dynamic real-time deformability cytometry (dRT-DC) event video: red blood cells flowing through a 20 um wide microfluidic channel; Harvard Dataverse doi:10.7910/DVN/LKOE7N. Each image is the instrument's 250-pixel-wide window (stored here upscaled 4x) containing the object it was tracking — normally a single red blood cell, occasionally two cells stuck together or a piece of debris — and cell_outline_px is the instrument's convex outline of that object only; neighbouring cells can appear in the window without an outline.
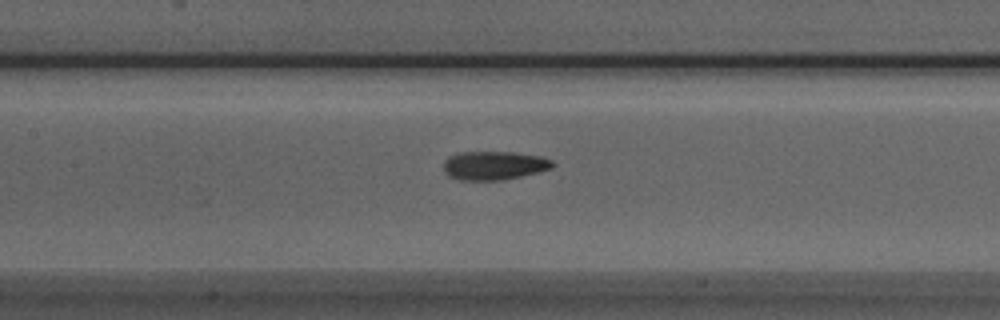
{"species": "Egyptian fruit bat (a non-hibernating species)", "species_latin": "Rousettus aegyptiacus", "temperature_condition": "room temperature", "stored_images_in_passage": 36, "camera_frame_rate_fps": 3000, "um_per_image_px": 0.085, "animal": {"sex": "male"}, "frame": {"image": 1, "passage_image": 8, "time_ms": 2.333, "image_size_px": [1000, 320], "cell_outline_px": [[556, 164], [552, 168], [520, 176], [500, 180], [460, 180], [448, 176], [444, 172], [444, 160], [448, 156], [460, 152], [512, 152], [540, 156], [552, 160]], "centroid_in_image_um": [41.97, 14.06], "position_along_channel_um": 165.4, "area_um2": 18.21}}
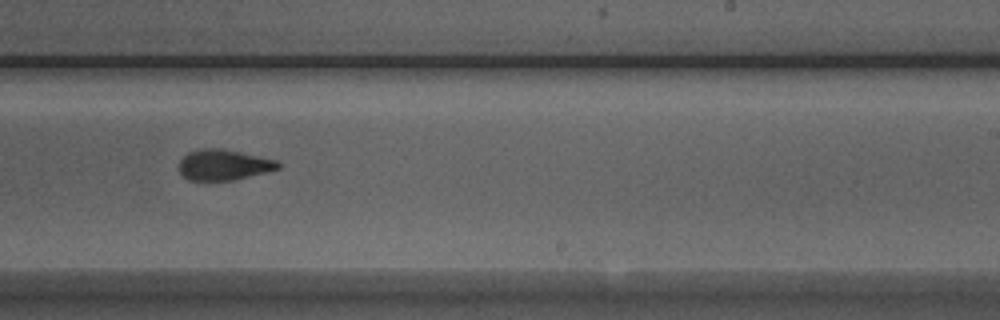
{"frame": {"image": 2, "passage_image": 16, "time_ms": 5.0, "image_size_px": [1000, 320], "cell_outline_px": [[280, 168], [236, 180], [188, 180], [180, 172], [180, 160], [188, 152], [204, 148], [220, 148], [280, 160]], "centroid_in_image_um": [19.05, 14.01], "position_along_channel_um": 270.0, "area_um2": 17.69}}
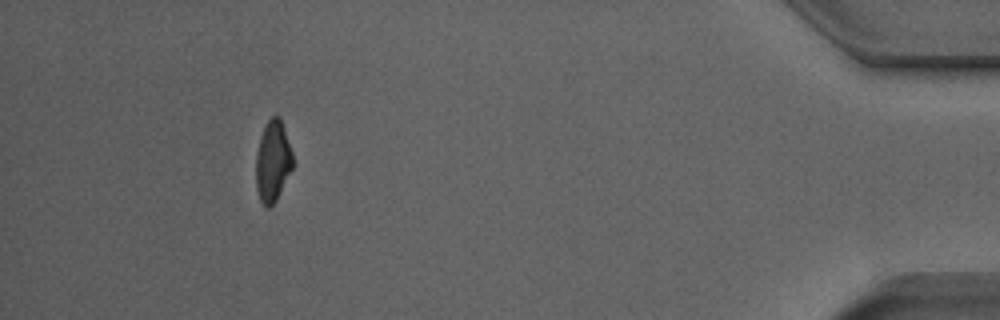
{"frame": {"image": 3, "passage_image": 32, "time_ms": 10.333, "image_size_px": [1000, 320], "cell_outline_px": [[292, 168], [276, 200], [268, 208], [260, 200], [256, 188], [256, 152], [260, 136], [268, 120], [272, 116], [280, 116], [292, 152]], "centroid_in_image_um": [23.17, 13.69], "position_along_channel_um": 412.0, "area_um2": 17.17}}